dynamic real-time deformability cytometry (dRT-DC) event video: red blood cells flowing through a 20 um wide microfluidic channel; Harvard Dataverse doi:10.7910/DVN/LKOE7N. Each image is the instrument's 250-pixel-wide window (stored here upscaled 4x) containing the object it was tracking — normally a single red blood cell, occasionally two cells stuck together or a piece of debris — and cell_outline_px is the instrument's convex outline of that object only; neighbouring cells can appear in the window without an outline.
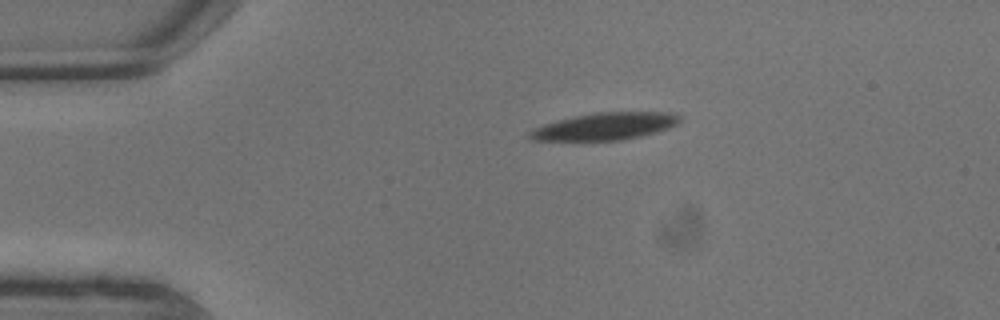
{"species": "common noctule bat (a hibernating species)", "species_latin": "Nyctalus noctula", "temperature_condition": "warm", "stored_images_in_passage": 4, "camera_frame_rate_fps": 3000, "um_per_image_px": 0.085, "animal": {"sex": "male", "body_mass_g": 13.3}, "frame": {"image": 1, "passage_image": 1, "time_ms": 0.0, "image_size_px": [1000, 320], "cell_outline_px": [[680, 120], [676, 124], [668, 128], [656, 132], [616, 140], [536, 140], [528, 136], [528, 132], [544, 124], [576, 116], [596, 112], [672, 112], [680, 116]], "centroid_in_image_um": [51.45, 10.72], "position_along_channel_um": 33.5, "area_um2": 23.18}}
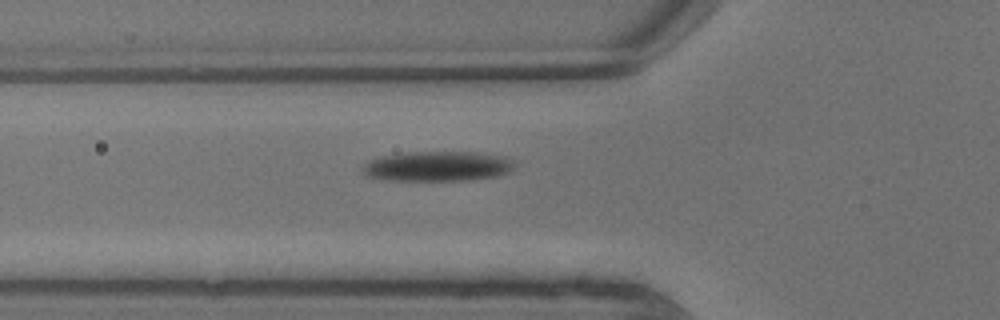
{"frame": {"image": 2, "passage_image": 4, "time_ms": 1.0, "image_size_px": [1000, 320], "cell_outline_px": [[516, 164], [512, 172], [500, 176], [464, 180], [388, 180], [368, 176], [364, 172], [364, 164], [380, 156], [408, 152], [476, 152], [504, 156], [512, 160]], "centroid_in_image_um": [37.28, 14.13], "position_along_channel_um": 88.5, "area_um2": 26.53}}